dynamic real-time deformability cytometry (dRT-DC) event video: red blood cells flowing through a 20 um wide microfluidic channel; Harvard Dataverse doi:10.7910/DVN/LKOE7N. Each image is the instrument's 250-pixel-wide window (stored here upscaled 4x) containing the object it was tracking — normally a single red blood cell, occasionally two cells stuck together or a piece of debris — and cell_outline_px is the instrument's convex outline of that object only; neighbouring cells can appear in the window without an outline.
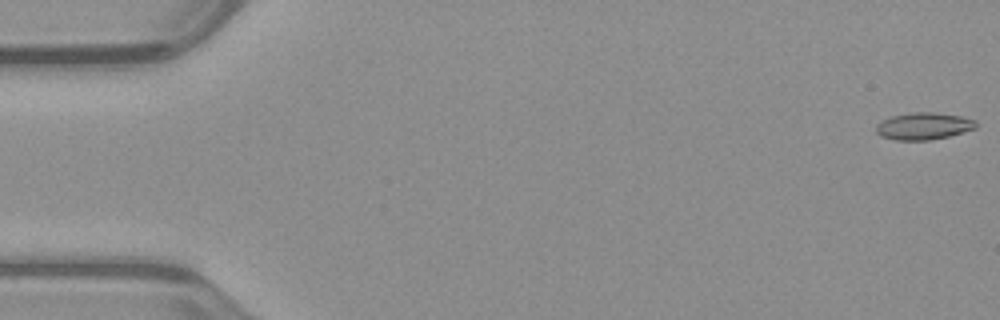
{"species": "common noctule bat (a hibernating species)", "species_latin": "Nyctalus noctula", "temperature_condition": "warm", "stored_images_in_passage": 16, "camera_frame_rate_fps": 3000, "um_per_image_px": 0.085, "animal": {"sex": "male", "body_mass_g": 23.1, "forearm_length_mm": 52.7}, "frame": {"image": 1, "passage_image": 1, "time_ms": 0.0, "image_size_px": [1000, 320], "cell_outline_px": [[976, 128], [948, 136], [928, 140], [896, 140], [880, 136], [876, 132], [876, 124], [880, 120], [892, 116], [912, 112], [932, 112], [960, 116], [976, 120]], "centroid_in_image_um": [78.46, 10.71], "position_along_channel_um": 6.5, "area_um2": 15.72}}
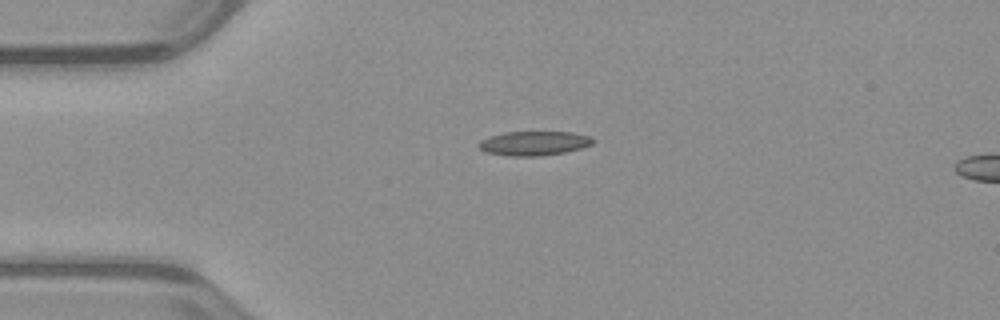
{"frame": {"image": 2, "passage_image": 13, "time_ms": 4.0, "image_size_px": [1000, 320], "cell_outline_px": [[596, 140], [592, 144], [580, 148], [564, 152], [540, 156], [508, 156], [484, 152], [476, 144], [480, 140], [488, 136], [504, 132], [572, 132], [592, 136]], "centroid_in_image_um": [45.36, 12.17], "position_along_channel_um": 39.6, "area_um2": 16.36}}